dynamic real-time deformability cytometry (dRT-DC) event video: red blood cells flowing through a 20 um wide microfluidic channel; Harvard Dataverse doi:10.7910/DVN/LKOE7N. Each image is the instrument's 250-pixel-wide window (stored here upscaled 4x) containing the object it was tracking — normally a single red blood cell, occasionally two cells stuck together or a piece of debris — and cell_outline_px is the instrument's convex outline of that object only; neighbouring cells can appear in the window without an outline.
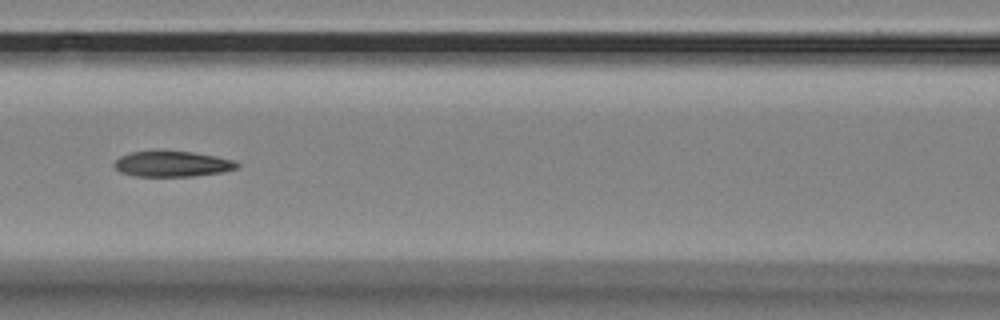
{"species": "Egyptian fruit bat (a non-hibernating species)", "species_latin": "Rousettus aegyptiacus", "temperature_condition": "room temperature", "stored_images_in_passage": 16, "camera_frame_rate_fps": 3000, "um_per_image_px": 0.085, "animal": {"sex": "female"}, "frame": {"image": 1, "passage_image": 10, "time_ms": 3.0, "image_size_px": [1000, 320], "cell_outline_px": [[240, 168], [224, 172], [192, 176], [136, 176], [120, 172], [112, 164], [120, 156], [132, 152], [192, 152], [216, 156], [236, 160], [240, 164]], "centroid_in_image_um": [14.71, 13.95], "position_along_channel_um": 151.9, "area_um2": 18.21}}